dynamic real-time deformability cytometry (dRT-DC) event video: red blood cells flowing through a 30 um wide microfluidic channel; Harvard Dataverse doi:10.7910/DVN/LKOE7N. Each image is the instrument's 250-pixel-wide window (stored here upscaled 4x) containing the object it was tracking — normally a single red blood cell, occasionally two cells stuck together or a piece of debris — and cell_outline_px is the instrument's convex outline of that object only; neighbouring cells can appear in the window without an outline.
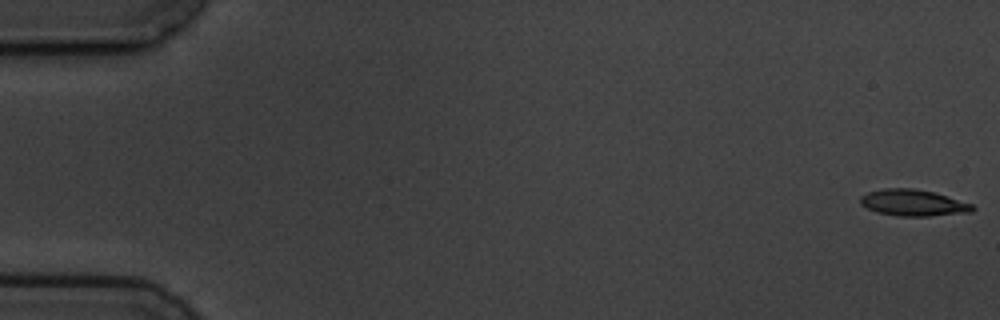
{"species": "common noctule bat (a hibernating species)", "species_latin": "Nyctalus noctula", "temperature_condition": "cold", "stored_images_in_passage": 6, "camera_frame_rate_fps": 3000, "um_per_image_px": 0.085, "animal": {"sex": "male", "body_mass_g": 19.5, "forearm_length_mm": 54.6}, "frame": {"image": 1, "passage_image": 1, "time_ms": 0.0, "image_size_px": [1000, 320], "cell_outline_px": [[976, 208], [972, 212], [928, 216], [896, 216], [876, 212], [860, 204], [860, 196], [868, 192], [884, 188], [912, 188], [932, 192], [972, 204]], "centroid_in_image_um": [77.59, 17.24], "position_along_channel_um": 7.4, "area_um2": 17.17}}
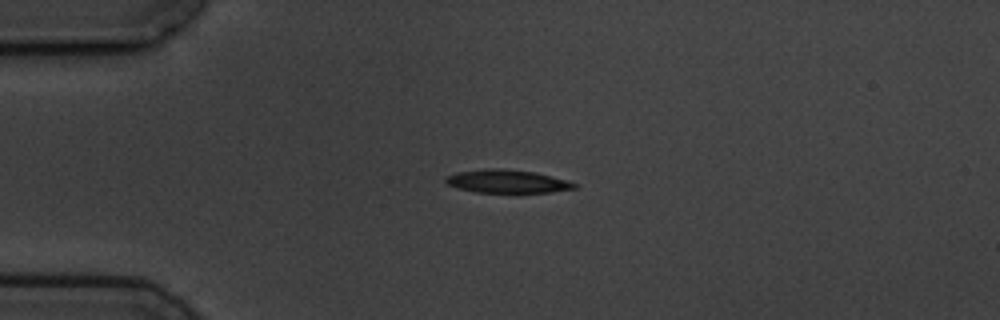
{"frame": {"image": 2, "passage_image": 4, "time_ms": 4.333, "image_size_px": [1000, 320], "cell_outline_px": [[576, 188], [552, 192], [476, 192], [456, 188], [448, 184], [444, 180], [444, 176], [456, 172], [488, 168], [504, 168], [536, 172], [564, 180], [576, 184]], "centroid_in_image_um": [43.03, 15.4], "position_along_channel_um": 42.0, "area_um2": 17.34}}
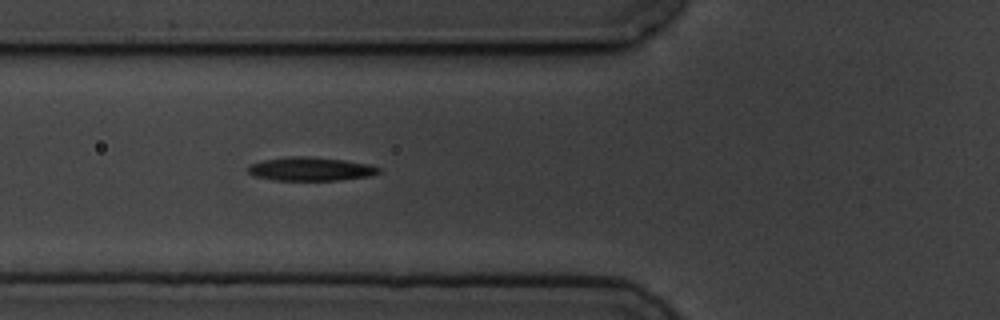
{"frame": {"image": 3, "passage_image": 6, "time_ms": 6.667, "image_size_px": [1000, 320], "cell_outline_px": [[380, 172], [372, 176], [336, 180], [276, 180], [252, 176], [248, 172], [248, 168], [252, 164], [264, 160], [292, 156], [308, 156], [344, 160], [372, 164], [380, 168]], "centroid_in_image_um": [26.44, 14.36], "position_along_channel_um": 99.4, "area_um2": 17.98}}